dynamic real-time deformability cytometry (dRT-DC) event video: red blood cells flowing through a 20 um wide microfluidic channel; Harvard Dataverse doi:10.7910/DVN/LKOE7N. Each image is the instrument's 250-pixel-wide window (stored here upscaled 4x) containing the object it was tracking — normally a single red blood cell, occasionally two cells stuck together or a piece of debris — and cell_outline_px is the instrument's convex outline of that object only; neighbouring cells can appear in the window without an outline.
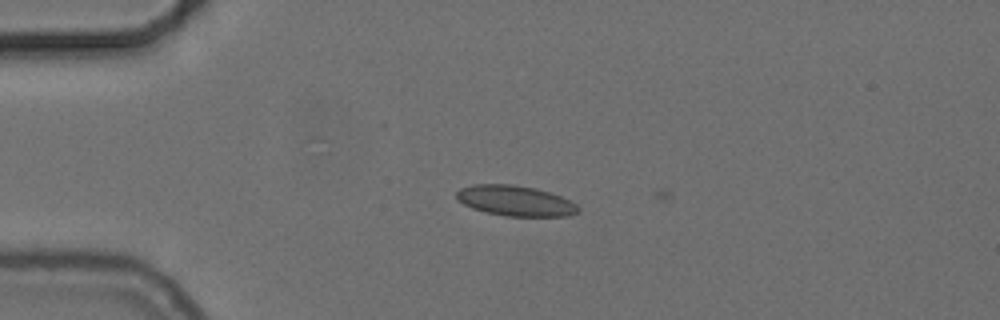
{"species": "common noctule bat (a hibernating species)", "species_latin": "Nyctalus noctula", "temperature_condition": "cold", "stored_images_in_passage": 3, "camera_frame_rate_fps": 3000, "um_per_image_px": 0.085, "animal": {"sex": "female", "body_mass_g": 24.6, "forearm_length_mm": 56.2}, "frame": {"image": 1, "passage_image": 2, "time_ms": 0.333, "image_size_px": [1000, 320], "cell_outline_px": [[580, 208], [576, 212], [568, 216], [508, 216], [488, 212], [472, 208], [456, 200], [456, 192], [460, 188], [472, 184], [512, 184], [536, 188], [560, 196], [576, 204]], "centroid_in_image_um": [43.76, 17.05], "position_along_channel_um": 41.2, "area_um2": 21.44}}